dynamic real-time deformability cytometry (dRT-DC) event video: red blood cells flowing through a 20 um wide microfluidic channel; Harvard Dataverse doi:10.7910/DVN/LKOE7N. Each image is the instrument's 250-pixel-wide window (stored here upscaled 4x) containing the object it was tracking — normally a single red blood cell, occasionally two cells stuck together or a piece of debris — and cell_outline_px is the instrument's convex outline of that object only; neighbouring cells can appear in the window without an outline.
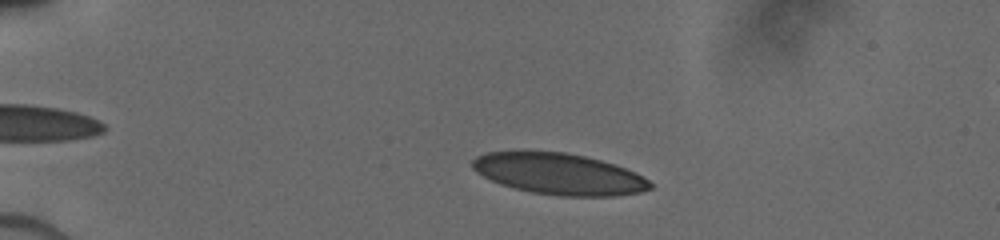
{"species": "human", "species_latin": "Homo sapiens", "temperature_condition": "cold", "stored_images_in_passage": 47, "camera_frame_rate_fps": 3000, "um_per_image_px": 0.085, "donor": {"sex": "male"}, "frame": {"image": 1, "passage_image": 8, "time_ms": 2.333, "image_size_px": [1000, 240], "cell_outline_px": [[652, 188], [640, 192], [616, 196], [560, 196], [532, 192], [516, 188], [492, 180], [476, 172], [472, 168], [472, 160], [476, 156], [488, 152], [524, 148], [568, 152], [616, 164], [636, 172], [644, 176], [652, 184]], "centroid_in_image_um": [47.5, 14.73], "position_along_channel_um": 37.5, "area_um2": 43.64}}
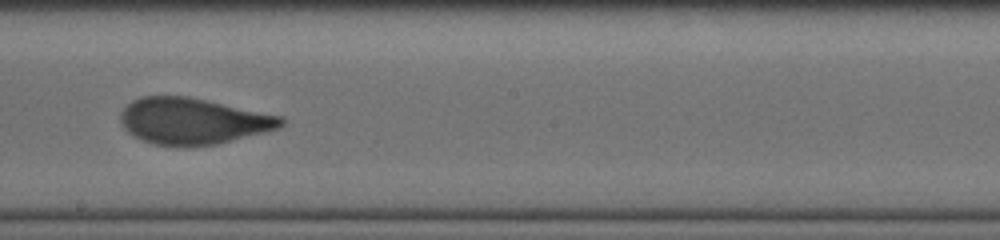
{"frame": {"image": 2, "passage_image": 28, "time_ms": 8.667, "image_size_px": [1000, 240], "cell_outline_px": [[284, 124], [280, 128], [216, 144], [188, 148], [152, 144], [132, 136], [124, 128], [120, 120], [120, 112], [132, 100], [140, 96], [188, 96], [284, 116]], "centroid_in_image_um": [16.39, 10.3], "position_along_channel_um": 231.8, "area_um2": 43.81}}
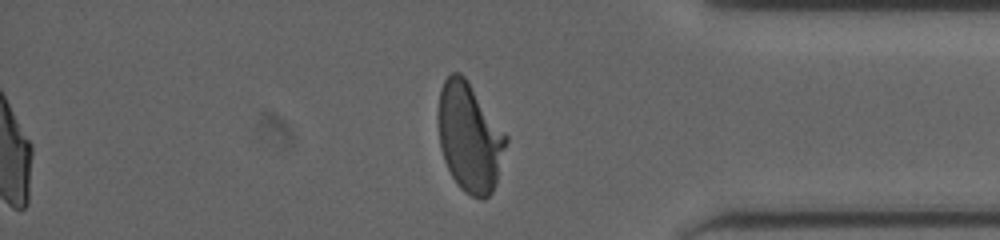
{"frame": {"image": 3, "passage_image": 47, "time_ms": 13.0, "image_size_px": [1000, 240], "cell_outline_px": [[508, 140], [496, 184], [492, 192], [484, 200], [480, 200], [464, 192], [460, 188], [452, 176], [444, 160], [440, 148], [436, 116], [440, 88], [444, 80], [452, 72], [460, 72], [464, 76], [508, 136]], "centroid_in_image_um": [39.89, 11.68], "position_along_channel_um": 395.3, "area_um2": 43.47}}